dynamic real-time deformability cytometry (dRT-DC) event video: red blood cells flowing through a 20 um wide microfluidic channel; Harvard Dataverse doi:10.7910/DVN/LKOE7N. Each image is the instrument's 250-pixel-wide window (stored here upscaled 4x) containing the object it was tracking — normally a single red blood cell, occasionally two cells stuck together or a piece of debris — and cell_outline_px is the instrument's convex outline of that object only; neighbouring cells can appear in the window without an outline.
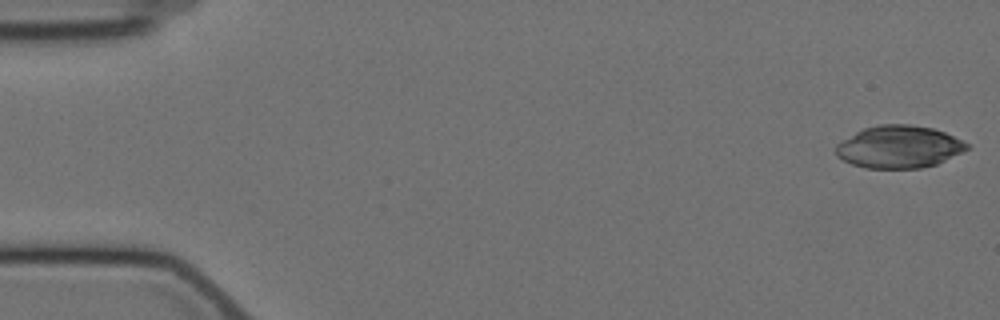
{"species": "Egyptian fruit bat (a non-hibernating species)", "species_latin": "Rousettus aegyptiacus", "temperature_condition": "cold", "stored_images_in_passage": 57, "camera_frame_rate_fps": 3000, "um_per_image_px": 0.085, "animal": {"sex": "female"}, "frame": {"image": 1, "passage_image": 1, "time_ms": 0.0, "image_size_px": [1000, 320], "cell_outline_px": [[968, 148], [936, 164], [920, 168], [868, 168], [852, 164], [836, 156], [836, 144], [856, 132], [864, 128], [876, 124], [908, 124], [932, 128], [944, 132], [968, 144]], "centroid_in_image_um": [76.36, 12.47], "position_along_channel_um": 8.6, "area_um2": 31.96}}
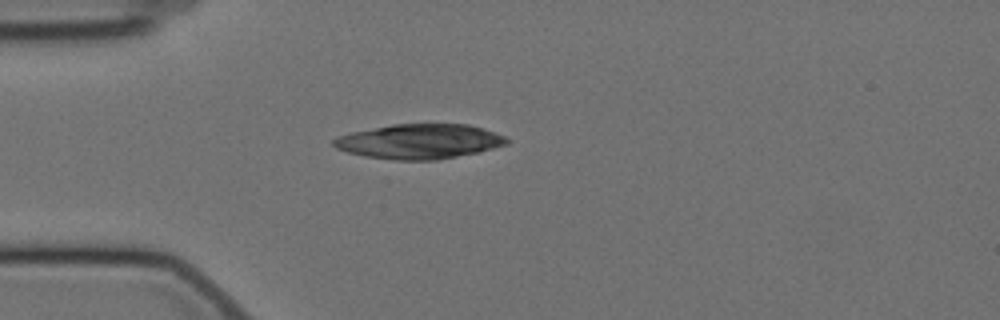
{"frame": {"image": 2, "passage_image": 15, "time_ms": 4.667, "image_size_px": [1000, 320], "cell_outline_px": [[508, 144], [480, 152], [436, 160], [392, 160], [364, 156], [348, 152], [336, 148], [332, 144], [332, 140], [340, 136], [352, 132], [392, 124], [468, 124], [496, 132], [504, 136], [508, 140]], "centroid_in_image_um": [35.67, 12.02], "position_along_channel_um": 49.3, "area_um2": 35.08}}